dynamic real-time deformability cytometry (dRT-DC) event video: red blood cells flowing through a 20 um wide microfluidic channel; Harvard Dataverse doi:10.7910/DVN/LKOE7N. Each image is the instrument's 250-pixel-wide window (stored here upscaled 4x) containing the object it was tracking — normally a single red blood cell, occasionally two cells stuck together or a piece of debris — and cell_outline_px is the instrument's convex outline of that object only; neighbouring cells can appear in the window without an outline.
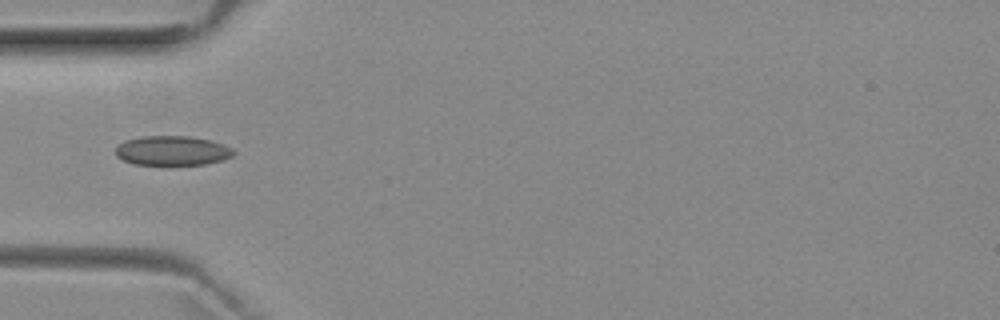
{"species": "common noctule bat (a hibernating species)", "species_latin": "Nyctalus noctula", "temperature_condition": "room temperature", "stored_images_in_passage": 4, "camera_frame_rate_fps": 3000, "um_per_image_px": 0.085, "animal": {"sex": "female", "body_mass_g": 29.2, "forearm_length_mm": 56.3}, "frame": {"image": 1, "passage_image": 4, "time_ms": 3.333, "image_size_px": [1000, 320], "cell_outline_px": [[236, 152], [232, 156], [224, 160], [204, 164], [132, 164], [116, 156], [116, 148], [124, 140], [140, 136], [192, 136], [212, 140], [224, 144], [232, 148]], "centroid_in_image_um": [14.67, 12.79], "position_along_channel_um": 70.3, "area_um2": 20.4}}